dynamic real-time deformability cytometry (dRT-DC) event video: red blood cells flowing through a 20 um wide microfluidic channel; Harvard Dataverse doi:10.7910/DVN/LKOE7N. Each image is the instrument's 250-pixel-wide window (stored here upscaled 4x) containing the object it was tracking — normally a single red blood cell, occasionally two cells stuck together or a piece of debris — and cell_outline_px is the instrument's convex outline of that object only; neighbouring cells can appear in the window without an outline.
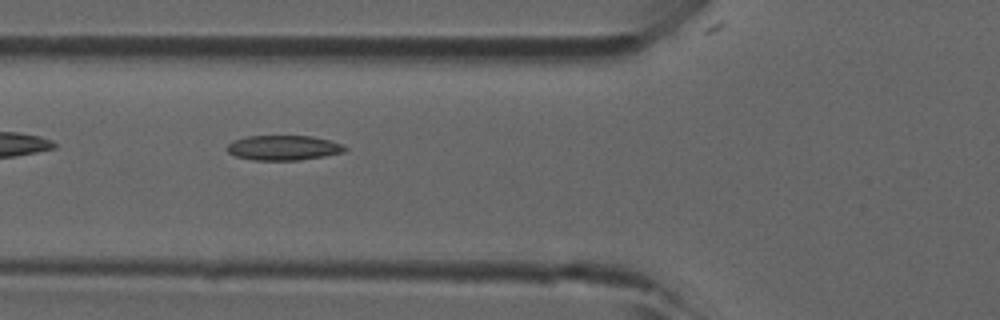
{"species": "common noctule bat (a hibernating species)", "species_latin": "Nyctalus noctula", "temperature_condition": "room temperature", "stored_images_in_passage": 6, "camera_frame_rate_fps": 3000, "um_per_image_px": 0.085, "animal": {"sex": "male", "forearm_length_mm": 52.5}, "frame": {"image": 1, "passage_image": 5, "time_ms": 1.333, "image_size_px": [1000, 320], "cell_outline_px": [[348, 148], [344, 152], [324, 156], [300, 160], [252, 160], [236, 156], [228, 152], [228, 144], [232, 140], [248, 136], [312, 136], [328, 140], [340, 144]], "centroid_in_image_um": [24.08, 12.56], "position_along_channel_um": 101.7, "area_um2": 16.99}}
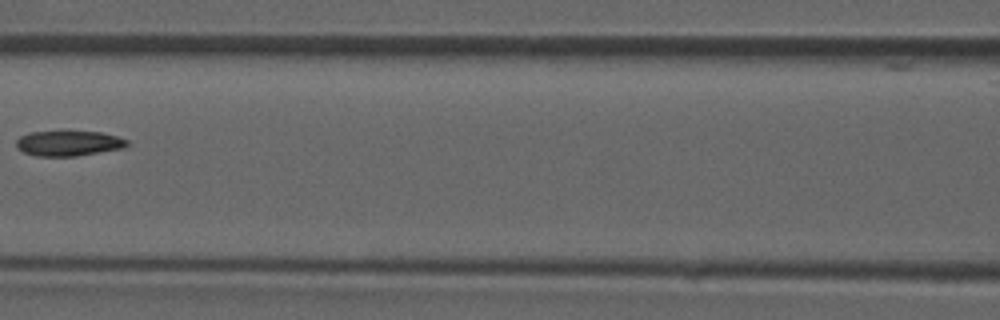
{"frame": {"image": 2, "passage_image": 6, "time_ms": 1.667, "image_size_px": [1000, 320], "cell_outline_px": [[128, 144], [124, 148], [76, 156], [36, 156], [24, 152], [16, 148], [16, 140], [20, 136], [28, 132], [100, 132], [116, 136], [128, 140]], "centroid_in_image_um": [5.81, 12.19], "position_along_channel_um": 160.8, "area_um2": 16.18}}